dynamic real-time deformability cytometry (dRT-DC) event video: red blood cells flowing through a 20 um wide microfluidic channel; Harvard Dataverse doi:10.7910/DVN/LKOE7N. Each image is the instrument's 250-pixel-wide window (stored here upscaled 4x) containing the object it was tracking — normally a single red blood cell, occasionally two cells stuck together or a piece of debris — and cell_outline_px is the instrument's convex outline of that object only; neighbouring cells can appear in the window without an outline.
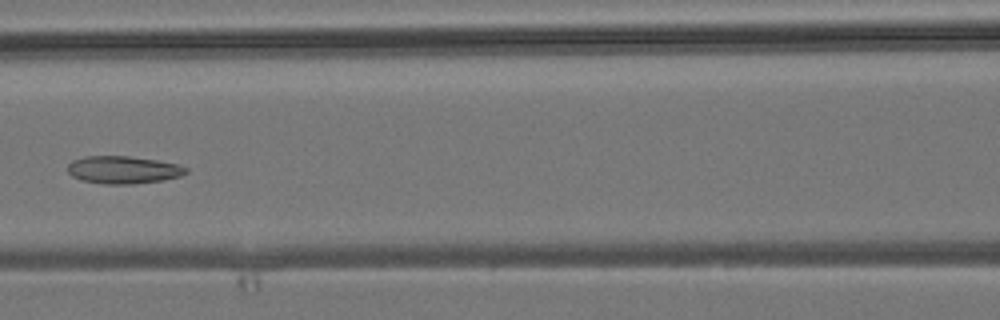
{"species": "common noctule bat (a hibernating species)", "species_latin": "Nyctalus noctula", "temperature_condition": "room temperature", "stored_images_in_passage": 6, "camera_frame_rate_fps": 3000, "um_per_image_px": 0.085, "animal": {"sex": "male", "body_mass_g": 19.2, "forearm_length_mm": 51.8}, "frame": {"image": 1, "passage_image": 6, "time_ms": 6.333, "image_size_px": [1000, 320], "cell_outline_px": [[188, 172], [180, 176], [164, 180], [132, 184], [104, 184], [84, 180], [72, 176], [68, 172], [68, 164], [72, 160], [84, 156], [128, 156], [156, 160], [176, 164], [188, 168]], "centroid_in_image_um": [10.47, 14.43], "position_along_channel_um": 156.1, "area_um2": 18.96}}